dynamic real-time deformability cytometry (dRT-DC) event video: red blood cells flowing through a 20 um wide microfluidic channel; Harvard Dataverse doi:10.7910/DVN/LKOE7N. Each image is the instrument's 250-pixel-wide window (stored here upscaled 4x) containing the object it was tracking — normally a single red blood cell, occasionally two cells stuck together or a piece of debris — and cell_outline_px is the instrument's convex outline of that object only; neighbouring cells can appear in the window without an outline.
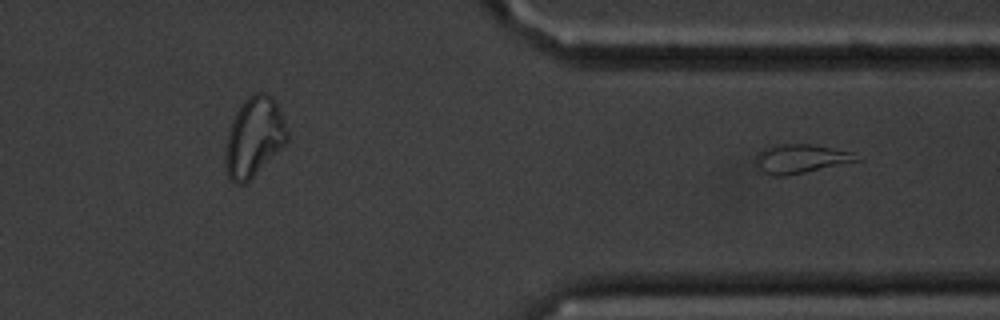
{"species": "common noctule bat (a hibernating species)", "species_latin": "Nyctalus noctula", "temperature_condition": "cold", "stored_images_in_passage": 43, "segment_of_instrument_passage": [2, 2], "camera_frame_rate_fps": 3000, "um_per_image_px": 0.085, "animal": {"sex": "male", "body_mass_g": 20.1, "forearm_length_mm": 53.5}, "frame": {"image": 1, "passage_image": 43, "time_ms": 14.0, "image_size_px": [1000, 320], "cell_outline_px": [[864, 160], [788, 176], [772, 176], [764, 172], [756, 160], [756, 156], [764, 148], [780, 144], [812, 144], [852, 152]], "centroid_in_image_um": [68.14, 13.5], "position_along_channel_um": 343.3, "area_um2": 16.99}}